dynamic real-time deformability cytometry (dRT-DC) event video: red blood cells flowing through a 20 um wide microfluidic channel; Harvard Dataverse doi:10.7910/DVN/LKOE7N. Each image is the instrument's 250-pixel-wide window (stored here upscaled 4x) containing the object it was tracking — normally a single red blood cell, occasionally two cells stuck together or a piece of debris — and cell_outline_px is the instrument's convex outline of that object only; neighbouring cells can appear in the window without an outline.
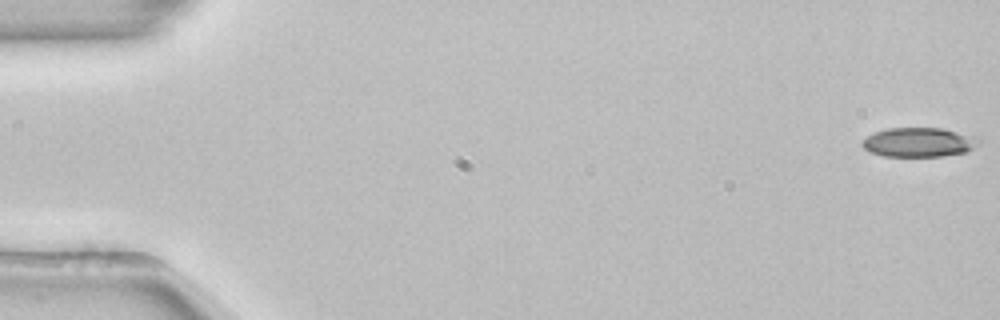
{"species": "common noctule bat (a hibernating species)", "species_latin": "Nyctalus noctula", "temperature_condition": "room temperature", "stored_images_in_passage": 39, "camera_frame_rate_fps": 3000, "um_per_image_px": 0.085, "animal": {"sex": "female", "body_mass_g": 22.7, "forearm_length_mm": 54.2}, "frame": {"image": 1, "passage_image": 1, "time_ms": 0.0, "image_size_px": [1000, 320], "cell_outline_px": [[984, 140], [980, 144], [964, 152], [940, 156], [884, 156], [868, 152], [860, 144], [868, 136], [876, 132], [888, 128], [940, 128], [980, 136]], "centroid_in_image_um": [78.16, 12.08], "position_along_channel_um": 6.8, "area_um2": 20.06}}
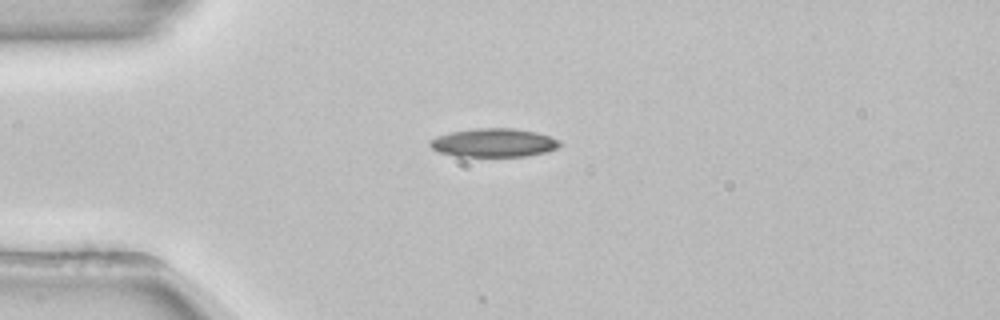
{"frame": {"image": 2, "passage_image": 14, "time_ms": 4.333, "image_size_px": [1000, 320], "cell_outline_px": [[564, 144], [556, 148], [544, 152], [528, 156], [456, 156], [440, 152], [432, 148], [428, 144], [428, 140], [436, 136], [448, 132], [472, 128], [516, 128], [536, 132], [552, 136], [560, 140]], "centroid_in_image_um": [41.97, 12.11], "position_along_channel_um": 43.0, "area_um2": 21.91}}